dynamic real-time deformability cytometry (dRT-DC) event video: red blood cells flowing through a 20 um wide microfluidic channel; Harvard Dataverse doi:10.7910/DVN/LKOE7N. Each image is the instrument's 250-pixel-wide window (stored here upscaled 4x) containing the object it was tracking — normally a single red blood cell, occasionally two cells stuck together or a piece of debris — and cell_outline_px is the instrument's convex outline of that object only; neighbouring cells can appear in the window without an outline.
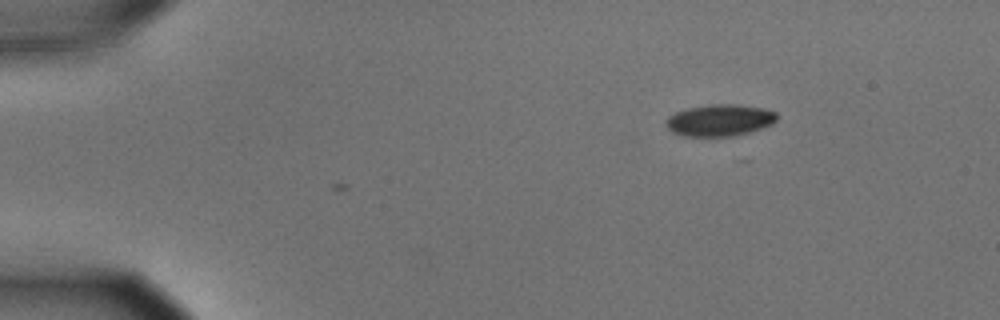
{"species": "common noctule bat (a hibernating species)", "species_latin": "Nyctalus noctula", "temperature_condition": "cold", "stored_images_in_passage": 2, "camera_frame_rate_fps": 3000, "um_per_image_px": 0.085, "animal": {"sex": "male", "body_mass_g": 15.6}, "frame": {"image": 1, "passage_image": 2, "time_ms": 0.333, "image_size_px": [1000, 320], "cell_outline_px": [[776, 120], [772, 124], [748, 132], [732, 136], [684, 136], [672, 132], [664, 124], [668, 116], [676, 112], [688, 108], [708, 104], [736, 104], [764, 108], [776, 112]], "centroid_in_image_um": [61.14, 10.21], "position_along_channel_um": 23.9, "area_um2": 20.46}}